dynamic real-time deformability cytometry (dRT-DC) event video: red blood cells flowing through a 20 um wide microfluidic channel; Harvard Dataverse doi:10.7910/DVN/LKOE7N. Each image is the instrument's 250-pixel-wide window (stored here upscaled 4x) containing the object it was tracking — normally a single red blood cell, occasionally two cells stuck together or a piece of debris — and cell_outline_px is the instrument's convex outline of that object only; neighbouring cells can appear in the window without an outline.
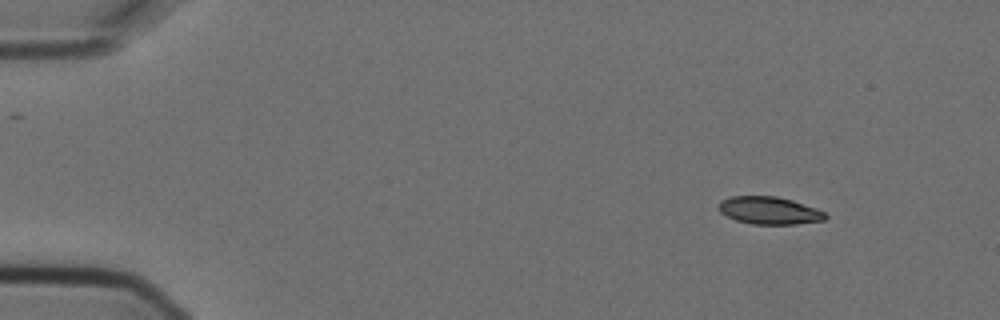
{"species": "Egyptian fruit bat (a non-hibernating species)", "species_latin": "Rousettus aegyptiacus", "temperature_condition": "cold", "stored_images_in_passage": 2, "camera_frame_rate_fps": 3000, "um_per_image_px": 0.085, "animal": {"sex": "female"}, "frame": {"image": 1, "passage_image": 1, "time_ms": 0.0, "image_size_px": [1000, 320], "cell_outline_px": [[828, 216], [824, 220], [796, 224], [752, 224], [736, 220], [720, 212], [720, 200], [732, 196], [776, 196], [792, 200], [816, 208], [824, 212]], "centroid_in_image_um": [65.4, 17.89], "position_along_channel_um": 19.6, "area_um2": 16.99}}